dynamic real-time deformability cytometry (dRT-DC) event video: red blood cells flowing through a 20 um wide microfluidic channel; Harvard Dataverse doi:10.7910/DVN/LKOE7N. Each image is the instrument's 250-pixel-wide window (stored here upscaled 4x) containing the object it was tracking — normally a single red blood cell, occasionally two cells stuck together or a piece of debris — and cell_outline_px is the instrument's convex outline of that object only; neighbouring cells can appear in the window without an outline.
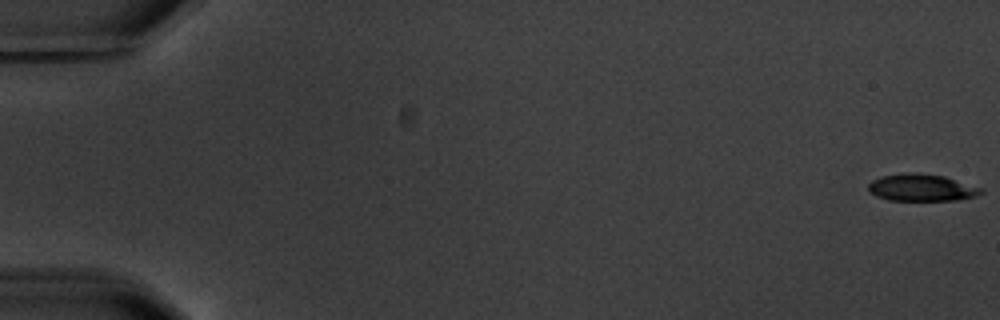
{"species": "common noctule bat (a hibernating species)", "species_latin": "Nyctalus noctula", "temperature_condition": "warm", "stored_images_in_passage": 7, "camera_frame_rate_fps": 3000, "um_per_image_px": 0.085, "animal": {"sex": "male", "body_mass_g": 20.1, "forearm_length_mm": 53.5}, "frame": {"image": 1, "passage_image": 1, "time_ms": 0.0, "image_size_px": [1000, 320], "cell_outline_px": [[984, 192], [976, 196], [956, 200], [888, 200], [876, 196], [868, 188], [868, 184], [872, 180], [880, 176], [908, 172], [912, 172], [944, 176], [984, 188]], "centroid_in_image_um": [78.35, 15.94], "position_along_channel_um": 6.6, "area_um2": 17.8}}
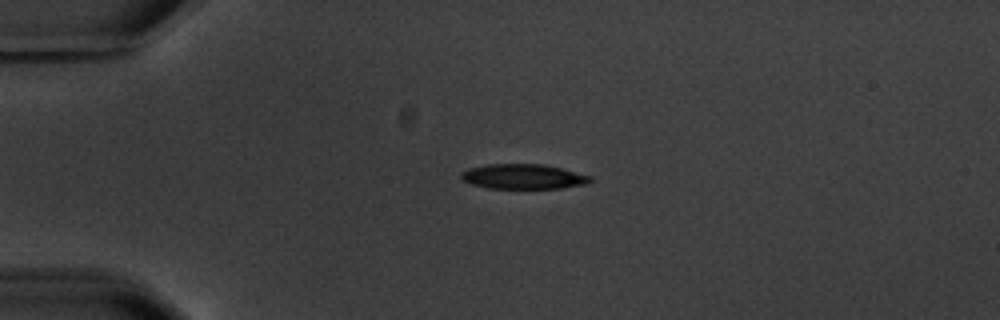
{"frame": {"image": 2, "passage_image": 5, "time_ms": 4.667, "image_size_px": [1000, 320], "cell_outline_px": [[592, 180], [588, 184], [560, 188], [488, 188], [472, 184], [464, 180], [460, 176], [460, 172], [468, 168], [488, 164], [544, 164], [592, 176]], "centroid_in_image_um": [44.48, 15.0], "position_along_channel_um": 40.5, "area_um2": 18.73}}
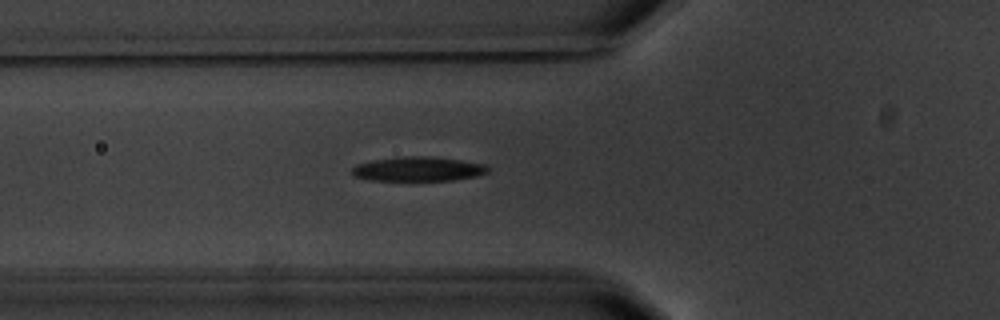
{"frame": {"image": 3, "passage_image": 7, "time_ms": 7.0, "image_size_px": [1000, 320], "cell_outline_px": [[488, 172], [476, 176], [452, 180], [372, 180], [352, 176], [352, 168], [356, 164], [372, 160], [396, 156], [432, 156], [460, 160], [484, 164], [488, 168]], "centroid_in_image_um": [35.5, 14.35], "position_along_channel_um": 90.3, "area_um2": 19.36}}